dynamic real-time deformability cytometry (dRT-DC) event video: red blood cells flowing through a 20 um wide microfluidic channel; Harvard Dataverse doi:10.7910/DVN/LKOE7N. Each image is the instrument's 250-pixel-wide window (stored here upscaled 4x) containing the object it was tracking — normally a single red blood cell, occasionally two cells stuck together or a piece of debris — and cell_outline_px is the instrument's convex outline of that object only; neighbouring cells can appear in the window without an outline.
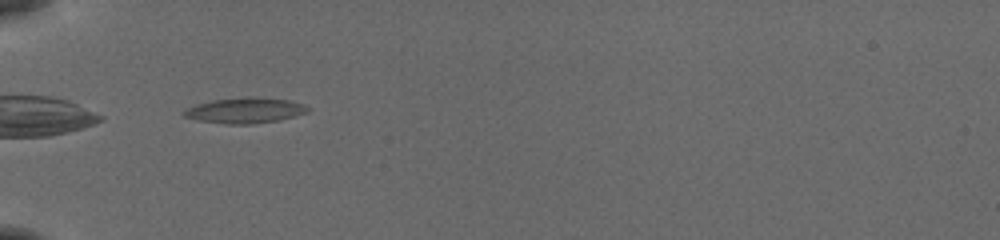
{"species": "common noctule bat (a hibernating species)", "species_latin": "Nyctalus noctula", "temperature_condition": "cold", "stored_images_in_passage": 36, "camera_frame_rate_fps": 3000, "um_per_image_px": 0.085, "animal": {"sex": "female", "body_mass_g": 19.5, "forearm_length_mm": 54.1}, "frame": {"image": 1, "passage_image": 1, "time_ms": 0.0, "image_size_px": [1000, 240], "cell_outline_px": [[312, 108], [308, 112], [276, 120], [252, 124], [228, 124], [196, 120], [184, 116], [180, 112], [196, 104], [212, 100], [252, 96], [288, 100]], "centroid_in_image_um": [20.78, 9.38], "position_along_channel_um": 64.2, "area_um2": 18.26}}
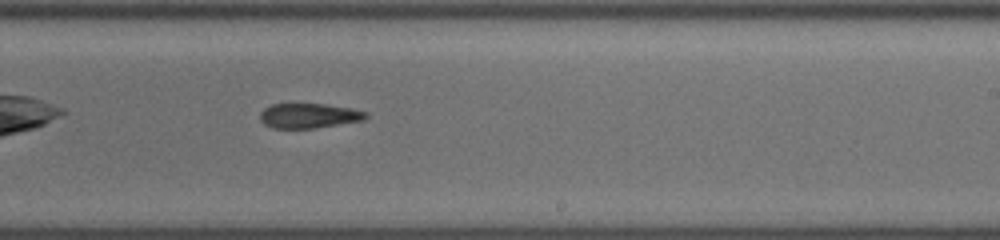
{"frame": {"image": 2, "passage_image": 17, "time_ms": 5.333, "image_size_px": [1000, 240], "cell_outline_px": [[368, 116], [364, 120], [312, 128], [272, 128], [264, 124], [260, 120], [260, 112], [264, 108], [272, 104], [324, 104], [348, 108], [364, 112]], "centroid_in_image_um": [26.19, 9.84], "position_along_channel_um": 262.8, "area_um2": 15.03}}
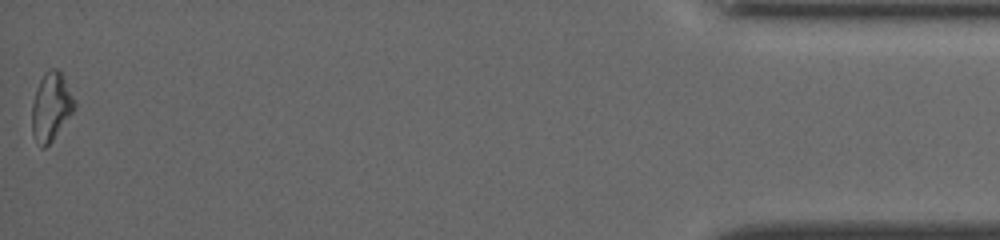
{"frame": {"image": 3, "passage_image": 36, "time_ms": 11.667, "image_size_px": [1000, 240], "cell_outline_px": [[76, 108], [52, 140], [44, 148], [40, 148], [32, 132], [32, 104], [36, 88], [44, 72], [48, 68], [56, 68], [60, 72], [76, 100]], "centroid_in_image_um": [4.34, 9.05], "position_along_channel_um": 430.9, "area_um2": 16.88}, "authors_computed_cell_mechanics": {"area_um2": 16.2996, "velocity_mm_per_s": 3.8922, "shape_relaxation_time_tau1_ms": null, "shape_relaxation_time_tau2_ms": 7.0075, "deformation_change_tau1": null, "deformation_change_tau2": 0.1507}}